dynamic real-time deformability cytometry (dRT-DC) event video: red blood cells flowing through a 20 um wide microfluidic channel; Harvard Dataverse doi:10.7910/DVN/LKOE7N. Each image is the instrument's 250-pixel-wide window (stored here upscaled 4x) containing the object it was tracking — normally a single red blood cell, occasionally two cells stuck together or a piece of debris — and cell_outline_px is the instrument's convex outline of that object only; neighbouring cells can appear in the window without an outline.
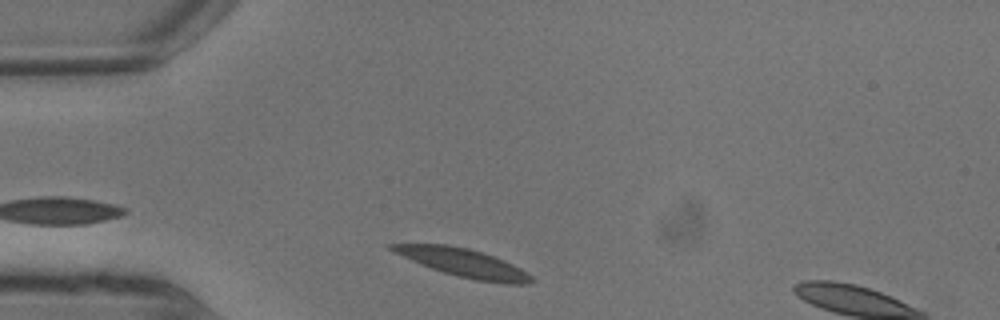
{"species": "common noctule bat (a hibernating species)", "species_latin": "Nyctalus noctula", "temperature_condition": "warm", "stored_images_in_passage": 2, "segment_of_instrument_passage": [2, 2], "camera_frame_rate_fps": 3000, "um_per_image_px": 0.085, "animal": {"sex": "male", "body_mass_g": 13.3}, "frame": {"image": 1, "passage_image": 2, "time_ms": 0.333, "image_size_px": [1000, 320], "cell_outline_px": [[532, 280], [528, 284], [508, 284], [476, 280], [444, 272], [420, 264], [388, 248], [388, 244], [448, 244], [468, 248], [504, 260], [520, 268], [532, 276]], "centroid_in_image_um": [39.41, 22.33], "position_along_channel_um": 45.6, "area_um2": 22.37}}